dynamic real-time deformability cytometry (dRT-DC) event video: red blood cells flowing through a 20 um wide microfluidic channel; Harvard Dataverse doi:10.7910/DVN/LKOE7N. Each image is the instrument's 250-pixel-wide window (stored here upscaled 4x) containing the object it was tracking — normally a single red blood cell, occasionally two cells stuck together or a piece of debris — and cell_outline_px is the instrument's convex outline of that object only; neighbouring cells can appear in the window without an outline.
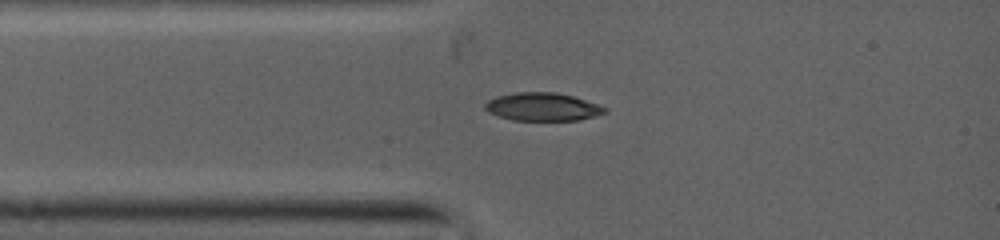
{"species": "common noctule bat (a hibernating species)", "species_latin": "Nyctalus noctula", "temperature_condition": "warm", "stored_images_in_passage": 1, "camera_frame_rate_fps": 5000, "um_per_image_px": 0.085, "animal": {"sex": "female", "body_mass_g": 19.0, "forearm_length_mm": 53.3}, "frame": {"image": 1, "passage_image": 1, "time_ms": 0.0, "image_size_px": [1000, 240], "cell_outline_px": [[608, 108], [604, 112], [580, 120], [512, 120], [488, 112], [484, 108], [484, 104], [488, 100], [496, 96], [516, 92], [556, 92], [572, 96], [600, 104]], "centroid_in_image_um": [46.1, 9.07], "position_along_channel_um": 38.9, "area_um2": 19.54}}